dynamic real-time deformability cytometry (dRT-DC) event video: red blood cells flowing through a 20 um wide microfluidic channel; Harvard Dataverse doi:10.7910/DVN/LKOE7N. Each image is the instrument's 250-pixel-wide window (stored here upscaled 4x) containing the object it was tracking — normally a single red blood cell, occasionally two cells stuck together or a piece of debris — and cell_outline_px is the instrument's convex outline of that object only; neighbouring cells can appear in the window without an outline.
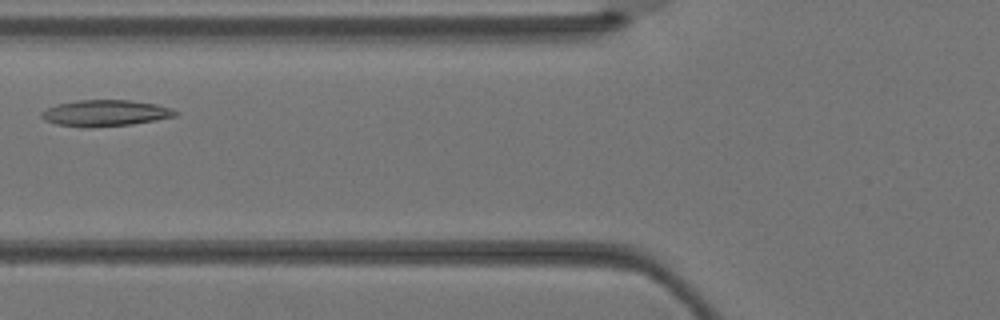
{"species": "Egyptian fruit bat (a non-hibernating species)", "species_latin": "Rousettus aegyptiacus", "temperature_condition": "warm", "stored_images_in_passage": 3, "camera_frame_rate_fps": 3000, "um_per_image_px": 0.085, "animal": {"sex": "female"}, "frame": {"image": 1, "passage_image": 3, "time_ms": 0.667, "image_size_px": [1000, 320], "cell_outline_px": [[180, 112], [176, 116], [156, 120], [132, 124], [56, 124], [40, 116], [40, 112], [56, 104], [76, 100], [128, 100], [156, 104], [172, 108]], "centroid_in_image_um": [9.04, 9.55], "position_along_channel_um": 116.8, "area_um2": 19.42}}